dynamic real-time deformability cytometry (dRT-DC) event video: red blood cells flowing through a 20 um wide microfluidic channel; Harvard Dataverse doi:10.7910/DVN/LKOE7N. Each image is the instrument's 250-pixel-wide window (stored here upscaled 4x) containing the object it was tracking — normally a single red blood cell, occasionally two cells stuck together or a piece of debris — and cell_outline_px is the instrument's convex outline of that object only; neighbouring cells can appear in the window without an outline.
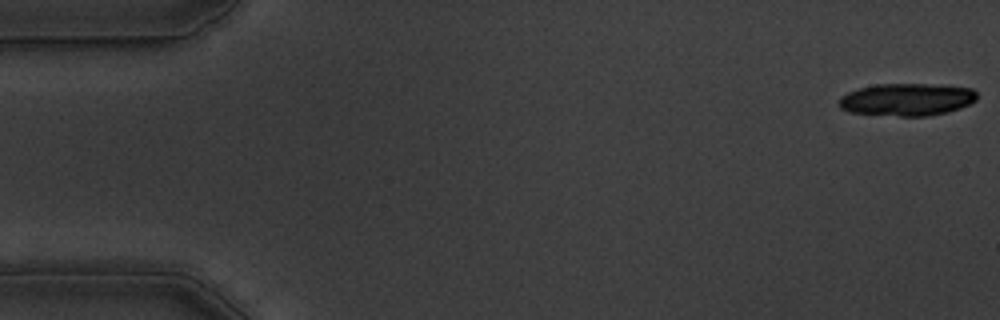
{"species": "common noctule bat (a hibernating species)", "species_latin": "Nyctalus noctula", "temperature_condition": "warm", "stored_images_in_passage": 18, "camera_frame_rate_fps": 3000, "um_per_image_px": 0.085, "animal": {"sex": "male", "body_mass_g": 19.5, "forearm_length_mm": 54.6}, "frame": {"image": 1, "passage_image": 1, "time_ms": 0.0, "image_size_px": [1000, 320], "cell_outline_px": [[976, 100], [960, 108], [928, 116], [900, 116], [848, 112], [840, 108], [840, 96], [848, 92], [860, 88], [876, 84], [944, 84], [972, 88], [976, 92]], "centroid_in_image_um": [77.09, 8.45], "position_along_channel_um": 7.9, "area_um2": 26.13}}